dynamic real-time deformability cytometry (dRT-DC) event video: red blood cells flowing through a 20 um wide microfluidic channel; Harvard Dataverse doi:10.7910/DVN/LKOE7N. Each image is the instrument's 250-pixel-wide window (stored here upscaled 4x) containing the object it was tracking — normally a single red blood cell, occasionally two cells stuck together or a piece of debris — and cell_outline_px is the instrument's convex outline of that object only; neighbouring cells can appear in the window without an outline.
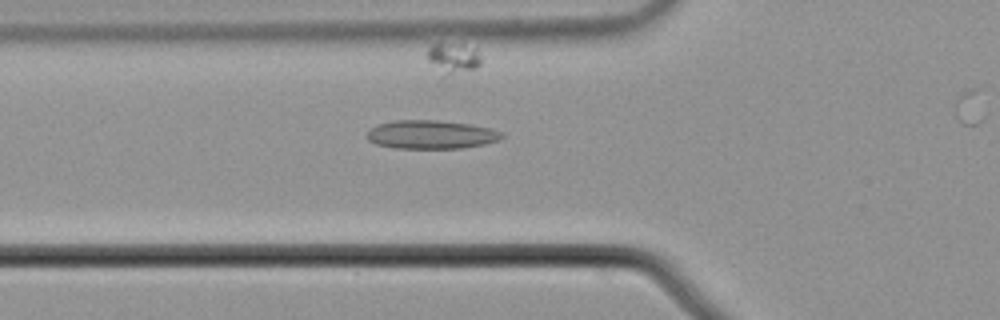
{"species": "common noctule bat (a hibernating species)", "species_latin": "Nyctalus noctula", "temperature_condition": "cold", "stored_images_in_passage": 45, "camera_frame_rate_fps": 3000, "um_per_image_px": 0.085, "animal": {"sex": "male", "body_mass_g": 21.5, "forearm_length_mm": 52.0}, "frame": {"image": 1, "passage_image": 18, "time_ms": 5.667, "image_size_px": [1000, 320], "cell_outline_px": [[504, 136], [500, 140], [484, 144], [460, 148], [392, 148], [376, 144], [368, 140], [368, 132], [376, 124], [392, 120], [436, 120], [472, 124], [504, 132]], "centroid_in_image_um": [36.65, 11.43], "position_along_channel_um": 89.1, "area_um2": 22.54}}
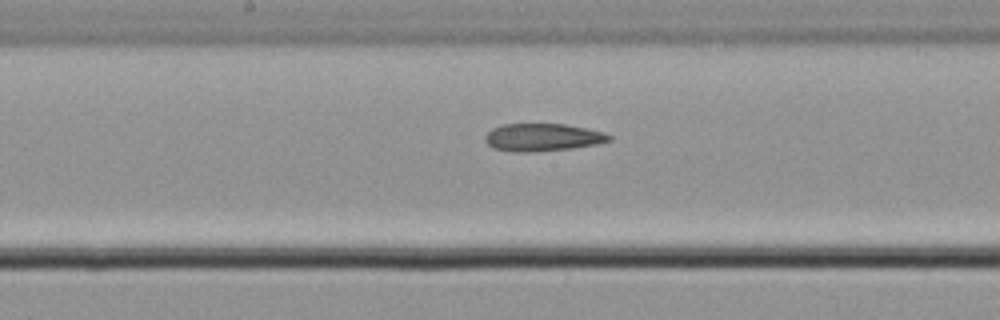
{"frame": {"image": 2, "passage_image": 27, "time_ms": 8.667, "image_size_px": [1000, 320], "cell_outline_px": [[612, 140], [596, 144], [572, 148], [532, 152], [512, 152], [496, 148], [488, 144], [484, 140], [484, 136], [492, 128], [504, 124], [564, 124], [604, 132], [612, 136]], "centroid_in_image_um": [46.11, 11.67], "position_along_channel_um": 202.1, "area_um2": 19.88}}
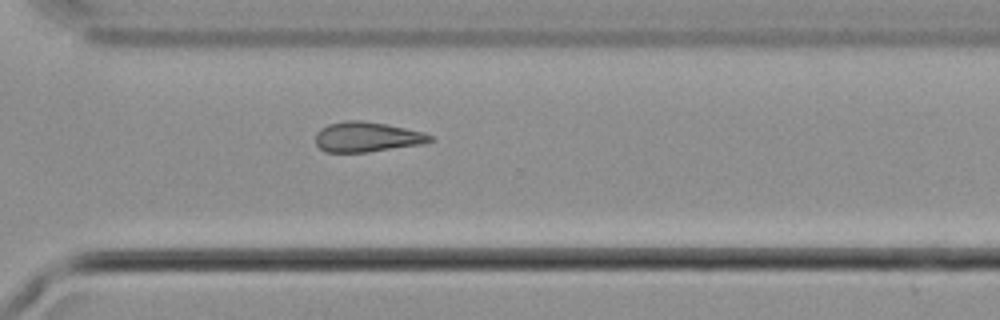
{"frame": {"image": 3, "passage_image": 38, "time_ms": 12.333, "image_size_px": [1000, 320], "cell_outline_px": [[436, 140], [420, 144], [368, 152], [324, 152], [316, 144], [316, 132], [320, 128], [328, 124], [344, 120], [360, 120], [384, 124], [424, 132], [432, 136]], "centroid_in_image_um": [31.16, 11.64], "position_along_channel_um": 339.4, "area_um2": 20.0}}